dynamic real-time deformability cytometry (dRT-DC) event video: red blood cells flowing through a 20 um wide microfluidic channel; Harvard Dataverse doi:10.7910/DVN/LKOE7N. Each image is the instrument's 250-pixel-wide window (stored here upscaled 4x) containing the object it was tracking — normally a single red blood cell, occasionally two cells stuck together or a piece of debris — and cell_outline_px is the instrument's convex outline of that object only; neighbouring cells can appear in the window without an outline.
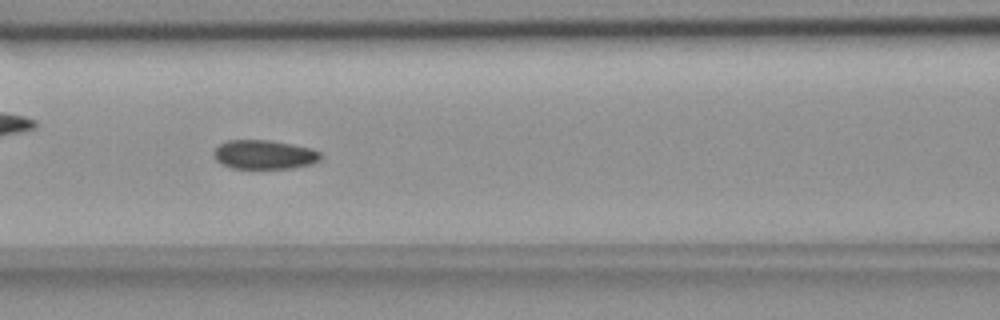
{"species": "common noctule bat (a hibernating species)", "species_latin": "Nyctalus noctula", "temperature_condition": "room temperature", "stored_images_in_passage": 55, "camera_frame_rate_fps": 3000, "um_per_image_px": 0.085, "animal": {"sex": "female", "body_mass_g": 18.4}, "frame": {"image": 1, "passage_image": 24, "time_ms": 7.667, "image_size_px": [1000, 320], "cell_outline_px": [[320, 160], [312, 164], [292, 168], [232, 168], [220, 164], [212, 156], [212, 152], [220, 144], [228, 140], [268, 140], [292, 144], [312, 148], [320, 152]], "centroid_in_image_um": [22.44, 13.14], "position_along_channel_um": 144.2, "area_um2": 18.21}}
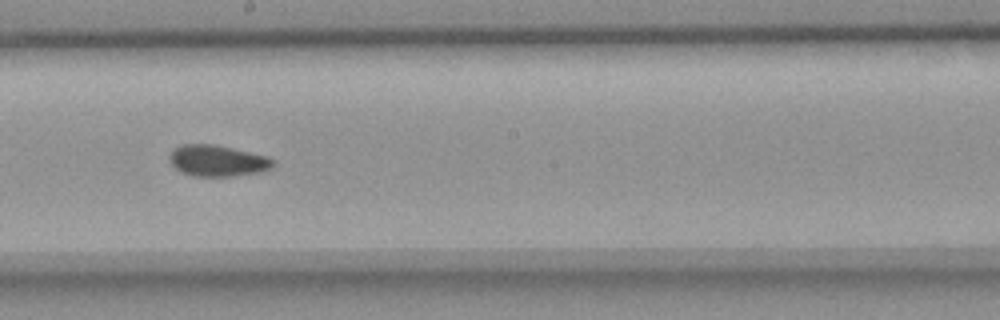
{"frame": {"image": 2, "passage_image": 31, "time_ms": 10.0, "image_size_px": [1000, 320], "cell_outline_px": [[272, 164], [268, 168], [260, 172], [232, 176], [192, 176], [180, 172], [172, 164], [168, 156], [172, 148], [180, 144], [216, 144], [264, 156], [272, 160]], "centroid_in_image_um": [18.37, 13.65], "position_along_channel_um": 229.8, "area_um2": 18.67}}
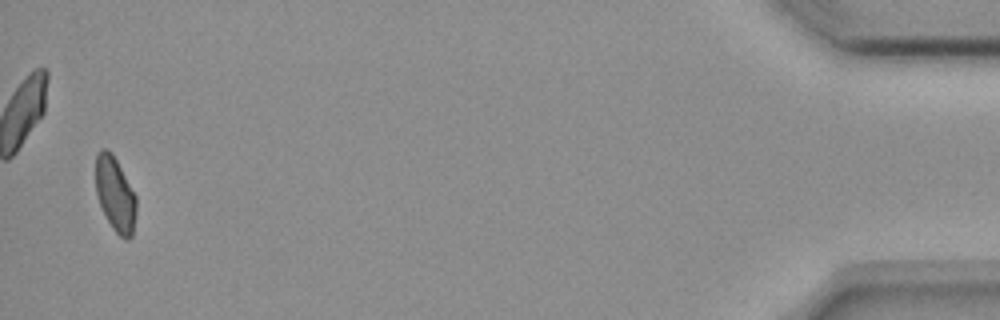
{"frame": {"image": 3, "passage_image": 54, "time_ms": 17.667, "image_size_px": [1000, 320], "cell_outline_px": [[136, 212], [132, 236], [128, 240], [124, 240], [112, 228], [100, 204], [96, 192], [96, 156], [100, 148], [108, 148], [112, 152], [136, 196]], "centroid_in_image_um": [9.8, 16.5], "position_along_channel_um": 425.4, "area_um2": 17.57}, "authors_computed_cell_mechanics": {"area_um2": 18.6694, "velocity_mm_per_s": 3.6936, "shape_relaxation_time_tau1_ms": null, "shape_relaxation_time_tau2_ms": 2.7302, "deformation_change_tau1": null, "deformation_change_tau2": 0.0689}}